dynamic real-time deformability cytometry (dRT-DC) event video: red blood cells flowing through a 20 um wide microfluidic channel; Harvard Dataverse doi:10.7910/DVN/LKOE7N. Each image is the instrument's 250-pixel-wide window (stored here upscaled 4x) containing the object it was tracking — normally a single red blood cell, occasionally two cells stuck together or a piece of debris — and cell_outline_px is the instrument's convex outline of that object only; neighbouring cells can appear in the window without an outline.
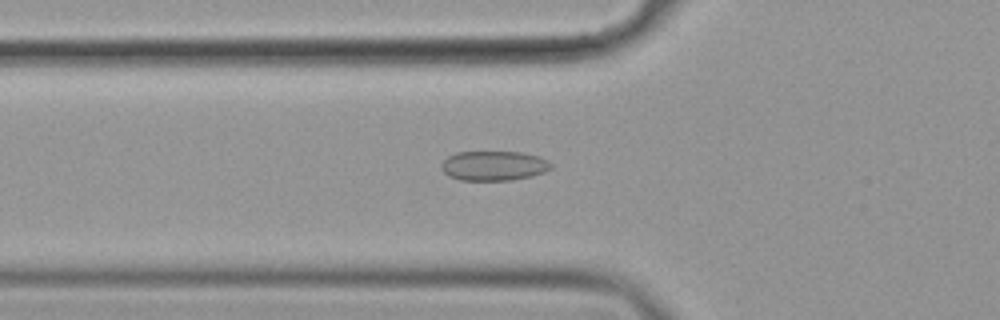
{"species": "common noctule bat (a hibernating species)", "species_latin": "Nyctalus noctula", "temperature_condition": "cold", "stored_images_in_passage": 39, "camera_frame_rate_fps": 3000, "um_per_image_px": 0.085, "animal": {"sex": "female", "body_mass_g": 19.9}, "frame": {"image": 1, "passage_image": 3, "time_ms": 0.667, "image_size_px": [1000, 320], "cell_outline_px": [[552, 168], [544, 172], [532, 176], [512, 180], [460, 180], [448, 176], [440, 168], [440, 164], [448, 156], [456, 152], [520, 152], [536, 156], [548, 160], [552, 164]], "centroid_in_image_um": [41.95, 14.09], "position_along_channel_um": 83.9, "area_um2": 19.02}}
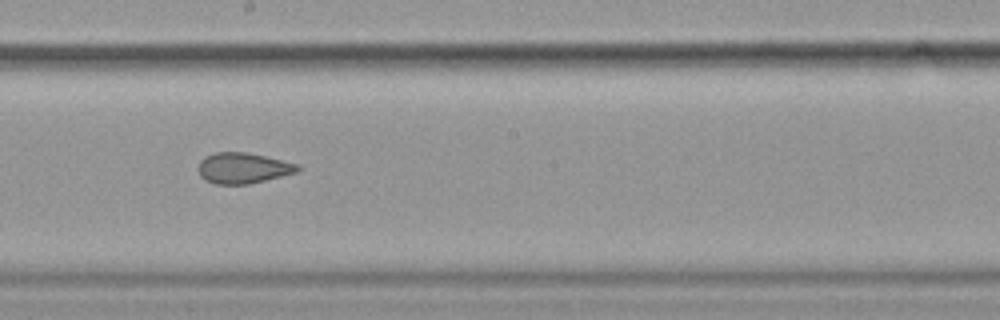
{"frame": {"image": 2, "passage_image": 15, "time_ms": 4.667, "image_size_px": [1000, 320], "cell_outline_px": [[300, 168], [296, 172], [248, 184], [216, 184], [204, 180], [200, 176], [196, 168], [200, 160], [204, 156], [216, 152], [248, 152], [300, 164]], "centroid_in_image_um": [20.6, 14.27], "position_along_channel_um": 227.6, "area_um2": 17.92}}
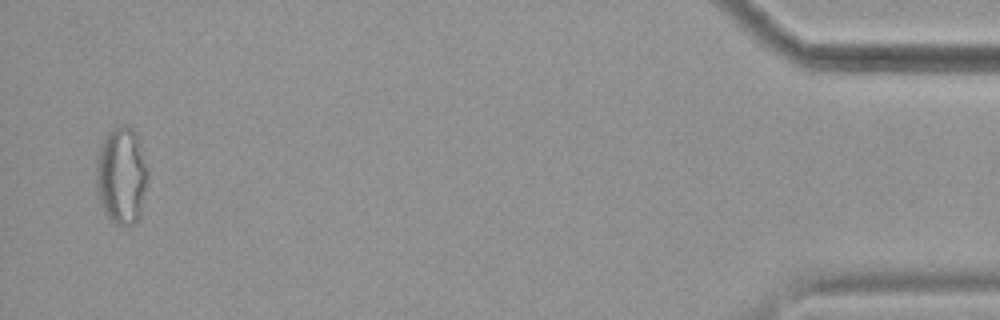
{"frame": {"image": 3, "passage_image": 38, "time_ms": 12.333, "image_size_px": [1000, 320], "cell_outline_px": [[148, 176], [140, 216], [132, 224], [120, 228], [104, 212], [100, 200], [96, 184], [96, 168], [100, 144], [104, 136], [112, 128], [120, 124], [124, 124], [132, 128], [136, 132], [148, 164]], "centroid_in_image_um": [10.35, 14.89], "position_along_channel_um": 424.9, "area_um2": 29.65}, "authors_computed_cell_mechanics": {"area_um2": 18.6694, "velocity_mm_per_s": 3.5834, "shape_relaxation_time_tau1_ms": null, "shape_relaxation_time_tau2_ms": 1.5298, "deformation_change_tau1": null, "deformation_change_tau2": 0.0655}}